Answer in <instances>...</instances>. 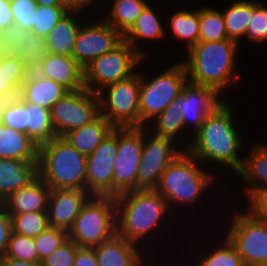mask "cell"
<instances>
[{"mask_svg": "<svg viewBox=\"0 0 267 266\" xmlns=\"http://www.w3.org/2000/svg\"><path fill=\"white\" fill-rule=\"evenodd\" d=\"M160 20L162 19L158 17L153 8L148 4L137 17L133 26L123 35V40L129 43L134 50L146 59L147 53L141 49L139 50L137 43L141 39H162L166 33Z\"/></svg>", "mask_w": 267, "mask_h": 266, "instance_id": "28", "label": "cell"}, {"mask_svg": "<svg viewBox=\"0 0 267 266\" xmlns=\"http://www.w3.org/2000/svg\"><path fill=\"white\" fill-rule=\"evenodd\" d=\"M143 145V127L117 128V153L113 165V197L136 190Z\"/></svg>", "mask_w": 267, "mask_h": 266, "instance_id": "12", "label": "cell"}, {"mask_svg": "<svg viewBox=\"0 0 267 266\" xmlns=\"http://www.w3.org/2000/svg\"><path fill=\"white\" fill-rule=\"evenodd\" d=\"M169 21L173 36L186 42V51L198 43L199 9L192 12L178 10Z\"/></svg>", "mask_w": 267, "mask_h": 266, "instance_id": "34", "label": "cell"}, {"mask_svg": "<svg viewBox=\"0 0 267 266\" xmlns=\"http://www.w3.org/2000/svg\"><path fill=\"white\" fill-rule=\"evenodd\" d=\"M11 233V216L7 213L3 204L0 203V257H3L6 254Z\"/></svg>", "mask_w": 267, "mask_h": 266, "instance_id": "45", "label": "cell"}, {"mask_svg": "<svg viewBox=\"0 0 267 266\" xmlns=\"http://www.w3.org/2000/svg\"><path fill=\"white\" fill-rule=\"evenodd\" d=\"M249 21L245 37L255 43L265 42L267 40V8L263 2L253 1Z\"/></svg>", "mask_w": 267, "mask_h": 266, "instance_id": "41", "label": "cell"}, {"mask_svg": "<svg viewBox=\"0 0 267 266\" xmlns=\"http://www.w3.org/2000/svg\"><path fill=\"white\" fill-rule=\"evenodd\" d=\"M239 44L233 40L198 42L182 61L188 81L213 88L220 96L234 84ZM223 93V94H222Z\"/></svg>", "mask_w": 267, "mask_h": 266, "instance_id": "2", "label": "cell"}, {"mask_svg": "<svg viewBox=\"0 0 267 266\" xmlns=\"http://www.w3.org/2000/svg\"><path fill=\"white\" fill-rule=\"evenodd\" d=\"M116 234L138 246L160 226L169 206L154 189L132 190L115 197ZM161 220V221H160Z\"/></svg>", "mask_w": 267, "mask_h": 266, "instance_id": "3", "label": "cell"}, {"mask_svg": "<svg viewBox=\"0 0 267 266\" xmlns=\"http://www.w3.org/2000/svg\"><path fill=\"white\" fill-rule=\"evenodd\" d=\"M33 239L38 252V259L42 261L69 238L67 231L55 227H48L44 232Z\"/></svg>", "mask_w": 267, "mask_h": 266, "instance_id": "40", "label": "cell"}, {"mask_svg": "<svg viewBox=\"0 0 267 266\" xmlns=\"http://www.w3.org/2000/svg\"><path fill=\"white\" fill-rule=\"evenodd\" d=\"M37 5H42V6H59V1L58 0H36Z\"/></svg>", "mask_w": 267, "mask_h": 266, "instance_id": "53", "label": "cell"}, {"mask_svg": "<svg viewBox=\"0 0 267 266\" xmlns=\"http://www.w3.org/2000/svg\"><path fill=\"white\" fill-rule=\"evenodd\" d=\"M68 90L51 79L44 78L30 70L22 84L19 97L24 101L51 110Z\"/></svg>", "mask_w": 267, "mask_h": 266, "instance_id": "24", "label": "cell"}, {"mask_svg": "<svg viewBox=\"0 0 267 266\" xmlns=\"http://www.w3.org/2000/svg\"><path fill=\"white\" fill-rule=\"evenodd\" d=\"M73 266H99L94 248L78 247Z\"/></svg>", "mask_w": 267, "mask_h": 266, "instance_id": "46", "label": "cell"}, {"mask_svg": "<svg viewBox=\"0 0 267 266\" xmlns=\"http://www.w3.org/2000/svg\"><path fill=\"white\" fill-rule=\"evenodd\" d=\"M9 52L7 51V46H6V42L3 39V36L0 32V59L2 57H4L5 55H7Z\"/></svg>", "mask_w": 267, "mask_h": 266, "instance_id": "52", "label": "cell"}, {"mask_svg": "<svg viewBox=\"0 0 267 266\" xmlns=\"http://www.w3.org/2000/svg\"><path fill=\"white\" fill-rule=\"evenodd\" d=\"M38 163L39 161L0 158V203L39 176Z\"/></svg>", "mask_w": 267, "mask_h": 266, "instance_id": "22", "label": "cell"}, {"mask_svg": "<svg viewBox=\"0 0 267 266\" xmlns=\"http://www.w3.org/2000/svg\"><path fill=\"white\" fill-rule=\"evenodd\" d=\"M180 108V104L174 100L171 105H168L161 114L151 121V126L145 127H151L154 131H150V133L153 135L169 138L175 142V139L179 138L177 135L180 136L183 133L182 131H186L183 118L180 115Z\"/></svg>", "mask_w": 267, "mask_h": 266, "instance_id": "33", "label": "cell"}, {"mask_svg": "<svg viewBox=\"0 0 267 266\" xmlns=\"http://www.w3.org/2000/svg\"><path fill=\"white\" fill-rule=\"evenodd\" d=\"M100 115L98 94L83 88L68 91L51 108V122L56 137L91 123Z\"/></svg>", "mask_w": 267, "mask_h": 266, "instance_id": "11", "label": "cell"}, {"mask_svg": "<svg viewBox=\"0 0 267 266\" xmlns=\"http://www.w3.org/2000/svg\"><path fill=\"white\" fill-rule=\"evenodd\" d=\"M236 212L225 237L241 256L244 266H267V221L249 206Z\"/></svg>", "mask_w": 267, "mask_h": 266, "instance_id": "8", "label": "cell"}, {"mask_svg": "<svg viewBox=\"0 0 267 266\" xmlns=\"http://www.w3.org/2000/svg\"><path fill=\"white\" fill-rule=\"evenodd\" d=\"M12 221V232L35 238L49 226L47 211L9 214Z\"/></svg>", "mask_w": 267, "mask_h": 266, "instance_id": "36", "label": "cell"}, {"mask_svg": "<svg viewBox=\"0 0 267 266\" xmlns=\"http://www.w3.org/2000/svg\"><path fill=\"white\" fill-rule=\"evenodd\" d=\"M249 207L267 221V193L261 194Z\"/></svg>", "mask_w": 267, "mask_h": 266, "instance_id": "49", "label": "cell"}, {"mask_svg": "<svg viewBox=\"0 0 267 266\" xmlns=\"http://www.w3.org/2000/svg\"><path fill=\"white\" fill-rule=\"evenodd\" d=\"M59 7L64 9L67 13H78L80 14L82 10L91 6L94 0H58Z\"/></svg>", "mask_w": 267, "mask_h": 266, "instance_id": "47", "label": "cell"}, {"mask_svg": "<svg viewBox=\"0 0 267 266\" xmlns=\"http://www.w3.org/2000/svg\"><path fill=\"white\" fill-rule=\"evenodd\" d=\"M213 88L196 85L189 81L184 85L181 94L176 99L180 104V115L183 118L185 129L189 124L195 133L211 113L224 99Z\"/></svg>", "mask_w": 267, "mask_h": 266, "instance_id": "16", "label": "cell"}, {"mask_svg": "<svg viewBox=\"0 0 267 266\" xmlns=\"http://www.w3.org/2000/svg\"><path fill=\"white\" fill-rule=\"evenodd\" d=\"M7 51L18 56L25 65L34 70L49 53L46 38L13 24L1 32Z\"/></svg>", "mask_w": 267, "mask_h": 266, "instance_id": "18", "label": "cell"}, {"mask_svg": "<svg viewBox=\"0 0 267 266\" xmlns=\"http://www.w3.org/2000/svg\"><path fill=\"white\" fill-rule=\"evenodd\" d=\"M200 165L202 163L197 158L183 150L163 172L154 190L167 201L169 209L176 203L179 206L196 203L215 180L212 173Z\"/></svg>", "mask_w": 267, "mask_h": 266, "instance_id": "5", "label": "cell"}, {"mask_svg": "<svg viewBox=\"0 0 267 266\" xmlns=\"http://www.w3.org/2000/svg\"><path fill=\"white\" fill-rule=\"evenodd\" d=\"M240 170L236 173L247 183V200L250 206L261 194L267 193V144L254 143Z\"/></svg>", "mask_w": 267, "mask_h": 266, "instance_id": "20", "label": "cell"}, {"mask_svg": "<svg viewBox=\"0 0 267 266\" xmlns=\"http://www.w3.org/2000/svg\"><path fill=\"white\" fill-rule=\"evenodd\" d=\"M100 115L115 128L140 127V72L98 93Z\"/></svg>", "mask_w": 267, "mask_h": 266, "instance_id": "10", "label": "cell"}, {"mask_svg": "<svg viewBox=\"0 0 267 266\" xmlns=\"http://www.w3.org/2000/svg\"><path fill=\"white\" fill-rule=\"evenodd\" d=\"M116 234V204L110 196H90L68 232L79 247L93 248Z\"/></svg>", "mask_w": 267, "mask_h": 266, "instance_id": "6", "label": "cell"}, {"mask_svg": "<svg viewBox=\"0 0 267 266\" xmlns=\"http://www.w3.org/2000/svg\"><path fill=\"white\" fill-rule=\"evenodd\" d=\"M117 153V128L86 156L85 190L91 196L113 197V165Z\"/></svg>", "mask_w": 267, "mask_h": 266, "instance_id": "14", "label": "cell"}, {"mask_svg": "<svg viewBox=\"0 0 267 266\" xmlns=\"http://www.w3.org/2000/svg\"><path fill=\"white\" fill-rule=\"evenodd\" d=\"M29 72L30 69L18 56L8 53L2 57L0 59V95L17 98Z\"/></svg>", "mask_w": 267, "mask_h": 266, "instance_id": "29", "label": "cell"}, {"mask_svg": "<svg viewBox=\"0 0 267 266\" xmlns=\"http://www.w3.org/2000/svg\"><path fill=\"white\" fill-rule=\"evenodd\" d=\"M220 242V246L211 252H206L205 256H201L197 266H244L241 256L238 254L234 246L224 237Z\"/></svg>", "mask_w": 267, "mask_h": 266, "instance_id": "37", "label": "cell"}, {"mask_svg": "<svg viewBox=\"0 0 267 266\" xmlns=\"http://www.w3.org/2000/svg\"><path fill=\"white\" fill-rule=\"evenodd\" d=\"M228 39L223 14L213 7L199 8L198 42L220 41Z\"/></svg>", "mask_w": 267, "mask_h": 266, "instance_id": "35", "label": "cell"}, {"mask_svg": "<svg viewBox=\"0 0 267 266\" xmlns=\"http://www.w3.org/2000/svg\"><path fill=\"white\" fill-rule=\"evenodd\" d=\"M115 127L102 115L91 123L67 133L64 138L81 154L88 156Z\"/></svg>", "mask_w": 267, "mask_h": 266, "instance_id": "26", "label": "cell"}, {"mask_svg": "<svg viewBox=\"0 0 267 266\" xmlns=\"http://www.w3.org/2000/svg\"><path fill=\"white\" fill-rule=\"evenodd\" d=\"M51 188L38 176L29 185L23 187L3 202L8 214L47 211Z\"/></svg>", "mask_w": 267, "mask_h": 266, "instance_id": "23", "label": "cell"}, {"mask_svg": "<svg viewBox=\"0 0 267 266\" xmlns=\"http://www.w3.org/2000/svg\"><path fill=\"white\" fill-rule=\"evenodd\" d=\"M78 13H66L48 33L46 43L49 53L72 57L74 43L82 24Z\"/></svg>", "mask_w": 267, "mask_h": 266, "instance_id": "27", "label": "cell"}, {"mask_svg": "<svg viewBox=\"0 0 267 266\" xmlns=\"http://www.w3.org/2000/svg\"><path fill=\"white\" fill-rule=\"evenodd\" d=\"M0 158L39 161V145L26 133L0 123Z\"/></svg>", "mask_w": 267, "mask_h": 266, "instance_id": "25", "label": "cell"}, {"mask_svg": "<svg viewBox=\"0 0 267 266\" xmlns=\"http://www.w3.org/2000/svg\"><path fill=\"white\" fill-rule=\"evenodd\" d=\"M66 13L67 12L59 6L38 5L37 12H35L34 26L31 32L45 38Z\"/></svg>", "mask_w": 267, "mask_h": 266, "instance_id": "39", "label": "cell"}, {"mask_svg": "<svg viewBox=\"0 0 267 266\" xmlns=\"http://www.w3.org/2000/svg\"><path fill=\"white\" fill-rule=\"evenodd\" d=\"M233 109L225 99L209 113L194 133L187 150L202 164L212 161L228 166L235 174L240 170L243 156L237 154L244 143L233 124Z\"/></svg>", "mask_w": 267, "mask_h": 266, "instance_id": "1", "label": "cell"}, {"mask_svg": "<svg viewBox=\"0 0 267 266\" xmlns=\"http://www.w3.org/2000/svg\"><path fill=\"white\" fill-rule=\"evenodd\" d=\"M140 247L143 249V246L115 234L111 239L93 248L99 266H145Z\"/></svg>", "mask_w": 267, "mask_h": 266, "instance_id": "21", "label": "cell"}, {"mask_svg": "<svg viewBox=\"0 0 267 266\" xmlns=\"http://www.w3.org/2000/svg\"><path fill=\"white\" fill-rule=\"evenodd\" d=\"M12 100L13 98L11 96L0 95V117L4 111V108L7 107Z\"/></svg>", "mask_w": 267, "mask_h": 266, "instance_id": "51", "label": "cell"}, {"mask_svg": "<svg viewBox=\"0 0 267 266\" xmlns=\"http://www.w3.org/2000/svg\"><path fill=\"white\" fill-rule=\"evenodd\" d=\"M252 9L253 1L236 0L222 12L229 40L240 43V39L247 31Z\"/></svg>", "mask_w": 267, "mask_h": 266, "instance_id": "32", "label": "cell"}, {"mask_svg": "<svg viewBox=\"0 0 267 266\" xmlns=\"http://www.w3.org/2000/svg\"><path fill=\"white\" fill-rule=\"evenodd\" d=\"M87 161L64 137L39 146V177L51 189L85 190Z\"/></svg>", "mask_w": 267, "mask_h": 266, "instance_id": "4", "label": "cell"}, {"mask_svg": "<svg viewBox=\"0 0 267 266\" xmlns=\"http://www.w3.org/2000/svg\"><path fill=\"white\" fill-rule=\"evenodd\" d=\"M0 266H42L41 262H27L25 260H17L7 256L0 257Z\"/></svg>", "mask_w": 267, "mask_h": 266, "instance_id": "50", "label": "cell"}, {"mask_svg": "<svg viewBox=\"0 0 267 266\" xmlns=\"http://www.w3.org/2000/svg\"><path fill=\"white\" fill-rule=\"evenodd\" d=\"M34 71L44 78L61 84L68 91L85 88L84 69L73 57L48 53Z\"/></svg>", "mask_w": 267, "mask_h": 266, "instance_id": "19", "label": "cell"}, {"mask_svg": "<svg viewBox=\"0 0 267 266\" xmlns=\"http://www.w3.org/2000/svg\"><path fill=\"white\" fill-rule=\"evenodd\" d=\"M26 134L39 146L55 138L51 110L26 102Z\"/></svg>", "mask_w": 267, "mask_h": 266, "instance_id": "30", "label": "cell"}, {"mask_svg": "<svg viewBox=\"0 0 267 266\" xmlns=\"http://www.w3.org/2000/svg\"><path fill=\"white\" fill-rule=\"evenodd\" d=\"M79 246L68 239L41 261L42 266H73Z\"/></svg>", "mask_w": 267, "mask_h": 266, "instance_id": "44", "label": "cell"}, {"mask_svg": "<svg viewBox=\"0 0 267 266\" xmlns=\"http://www.w3.org/2000/svg\"><path fill=\"white\" fill-rule=\"evenodd\" d=\"M144 77L145 75L140 74V127L147 126L148 122L171 105L188 81L183 62L170 65L168 69L150 80Z\"/></svg>", "mask_w": 267, "mask_h": 266, "instance_id": "7", "label": "cell"}, {"mask_svg": "<svg viewBox=\"0 0 267 266\" xmlns=\"http://www.w3.org/2000/svg\"><path fill=\"white\" fill-rule=\"evenodd\" d=\"M0 123L12 129L26 133V102L19 96L4 108Z\"/></svg>", "mask_w": 267, "mask_h": 266, "instance_id": "42", "label": "cell"}, {"mask_svg": "<svg viewBox=\"0 0 267 266\" xmlns=\"http://www.w3.org/2000/svg\"><path fill=\"white\" fill-rule=\"evenodd\" d=\"M90 196L86 190L51 189L47 205L49 226L69 232Z\"/></svg>", "mask_w": 267, "mask_h": 266, "instance_id": "17", "label": "cell"}, {"mask_svg": "<svg viewBox=\"0 0 267 266\" xmlns=\"http://www.w3.org/2000/svg\"><path fill=\"white\" fill-rule=\"evenodd\" d=\"M80 27L72 57L84 69L93 60L112 51L123 41V35L104 19Z\"/></svg>", "mask_w": 267, "mask_h": 266, "instance_id": "15", "label": "cell"}, {"mask_svg": "<svg viewBox=\"0 0 267 266\" xmlns=\"http://www.w3.org/2000/svg\"><path fill=\"white\" fill-rule=\"evenodd\" d=\"M146 129L143 127V145L138 166L136 190L155 189L168 165L183 151V149H177L178 147L174 144L176 142L173 140L152 135Z\"/></svg>", "mask_w": 267, "mask_h": 266, "instance_id": "13", "label": "cell"}, {"mask_svg": "<svg viewBox=\"0 0 267 266\" xmlns=\"http://www.w3.org/2000/svg\"><path fill=\"white\" fill-rule=\"evenodd\" d=\"M104 20L124 35L148 5L146 0H114Z\"/></svg>", "mask_w": 267, "mask_h": 266, "instance_id": "31", "label": "cell"}, {"mask_svg": "<svg viewBox=\"0 0 267 266\" xmlns=\"http://www.w3.org/2000/svg\"><path fill=\"white\" fill-rule=\"evenodd\" d=\"M14 24L10 0H0V32Z\"/></svg>", "mask_w": 267, "mask_h": 266, "instance_id": "48", "label": "cell"}, {"mask_svg": "<svg viewBox=\"0 0 267 266\" xmlns=\"http://www.w3.org/2000/svg\"><path fill=\"white\" fill-rule=\"evenodd\" d=\"M145 58L126 41L104 53L84 68V86L98 93L110 84L129 78Z\"/></svg>", "mask_w": 267, "mask_h": 266, "instance_id": "9", "label": "cell"}, {"mask_svg": "<svg viewBox=\"0 0 267 266\" xmlns=\"http://www.w3.org/2000/svg\"><path fill=\"white\" fill-rule=\"evenodd\" d=\"M5 256L27 262H41L38 259V252L34 239L21 234L11 233L8 248Z\"/></svg>", "mask_w": 267, "mask_h": 266, "instance_id": "38", "label": "cell"}, {"mask_svg": "<svg viewBox=\"0 0 267 266\" xmlns=\"http://www.w3.org/2000/svg\"><path fill=\"white\" fill-rule=\"evenodd\" d=\"M10 6L14 24L31 31L38 6L36 0H10Z\"/></svg>", "mask_w": 267, "mask_h": 266, "instance_id": "43", "label": "cell"}]
</instances>
